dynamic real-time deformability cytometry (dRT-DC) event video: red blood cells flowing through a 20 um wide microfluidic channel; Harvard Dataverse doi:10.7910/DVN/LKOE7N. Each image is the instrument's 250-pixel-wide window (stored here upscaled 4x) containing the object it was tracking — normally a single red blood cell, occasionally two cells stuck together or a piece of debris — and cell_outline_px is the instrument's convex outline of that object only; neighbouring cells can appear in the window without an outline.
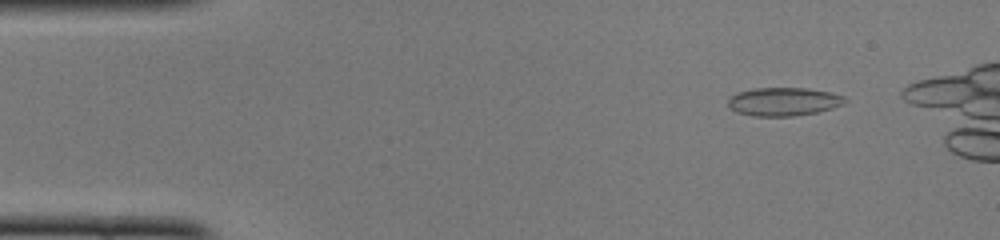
{"species": "common noctule bat (a hibernating species)", "species_latin": "Nyctalus noctula", "temperature_condition": "cold", "stored_images_in_passage": 43, "camera_frame_rate_fps": 3000, "um_per_image_px": 0.085, "animal": {"sex": "female", "body_mass_g": 22.0, "forearm_length_mm": 56.7}, "frame": {"image": 1, "passage_image": 5, "time_ms": 1.333, "image_size_px": [1000, 240], "cell_outline_px": [[848, 100], [844, 104], [832, 108], [816, 112], [792, 116], [752, 116], [736, 112], [728, 104], [728, 100], [736, 92], [752, 88], [808, 88], [832, 92], [844, 96]], "centroid_in_image_um": [66.62, 8.63], "position_along_channel_um": 18.4, "area_um2": 19.42}}
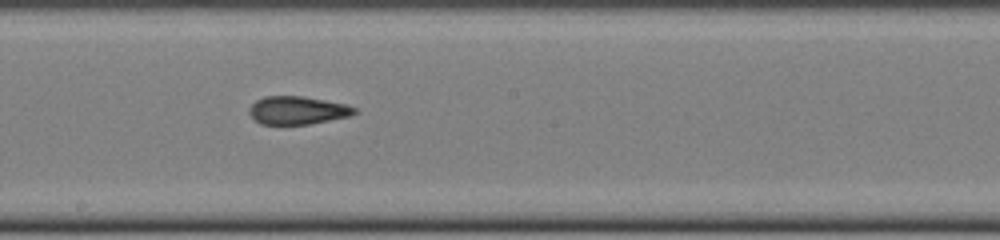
{"frame": {"image": 2, "passage_image": 26, "time_ms": 8.333, "image_size_px": [1000, 240], "cell_outline_px": [[356, 112], [348, 116], [308, 124], [260, 124], [248, 112], [248, 108], [256, 100], [264, 96], [304, 96], [344, 104], [356, 108]], "centroid_in_image_um": [25.23, 9.37], "position_along_channel_um": 223.0, "area_um2": 16.99}}
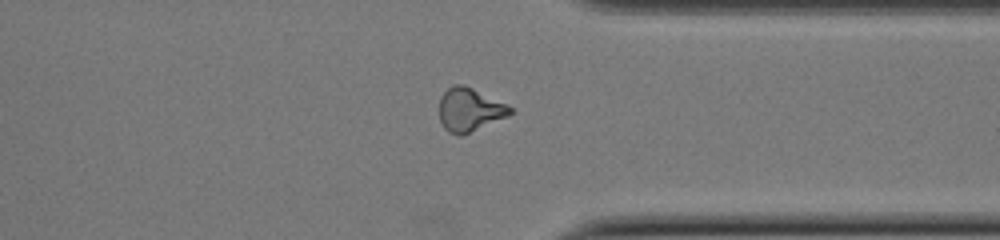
{"frame": {"image": 3, "passage_image": 37, "time_ms": 12.0, "image_size_px": [1000, 240], "cell_outline_px": [[512, 112], [508, 116], [460, 136], [456, 136], [448, 132], [444, 128], [440, 120], [440, 96], [452, 84], [464, 84], [508, 104], [512, 108]], "centroid_in_image_um": [39.91, 9.31], "position_along_channel_um": 371.5, "area_um2": 17.98}, "authors_computed_cell_mechanics": {"area_um2": 17.7446, "velocity_mm_per_s": 4.1131, "shape_relaxation_time_tau1_ms": null, "shape_relaxation_time_tau2_ms": 1.9909, "deformation_change_tau1": null, "deformation_change_tau2": 0.0791}}